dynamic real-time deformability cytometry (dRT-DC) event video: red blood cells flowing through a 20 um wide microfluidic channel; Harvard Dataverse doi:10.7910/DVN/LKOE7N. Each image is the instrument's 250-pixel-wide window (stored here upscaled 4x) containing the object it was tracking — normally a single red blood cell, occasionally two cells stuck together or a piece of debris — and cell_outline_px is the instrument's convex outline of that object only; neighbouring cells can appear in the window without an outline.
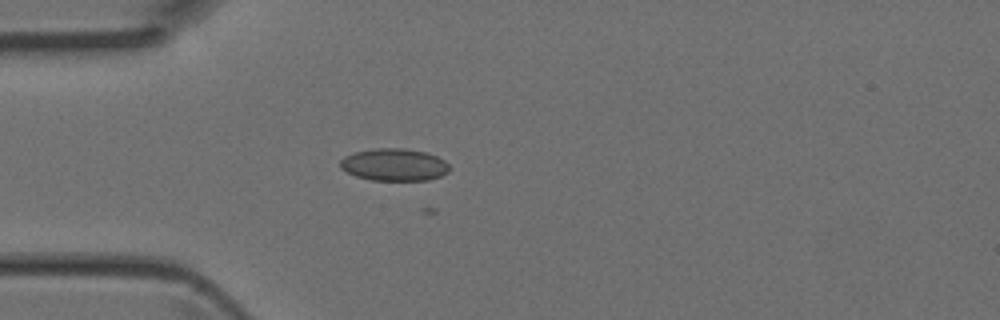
{"species": "Egyptian fruit bat (a non-hibernating species)", "species_latin": "Rousettus aegyptiacus", "temperature_condition": "room temperature", "stored_images_in_passage": 2, "camera_frame_rate_fps": 3000, "um_per_image_px": 0.085, "animal": {"sex": "female"}, "frame": {"image": 1, "passage_image": 2, "time_ms": 0.333, "image_size_px": [1000, 320], "cell_outline_px": [[448, 172], [440, 176], [428, 180], [372, 180], [356, 176], [340, 168], [340, 160], [344, 156], [356, 152], [376, 148], [404, 148], [424, 152], [436, 156], [444, 160], [448, 164]], "centroid_in_image_um": [33.49, 14.0], "position_along_channel_um": 51.5, "area_um2": 20.4}}